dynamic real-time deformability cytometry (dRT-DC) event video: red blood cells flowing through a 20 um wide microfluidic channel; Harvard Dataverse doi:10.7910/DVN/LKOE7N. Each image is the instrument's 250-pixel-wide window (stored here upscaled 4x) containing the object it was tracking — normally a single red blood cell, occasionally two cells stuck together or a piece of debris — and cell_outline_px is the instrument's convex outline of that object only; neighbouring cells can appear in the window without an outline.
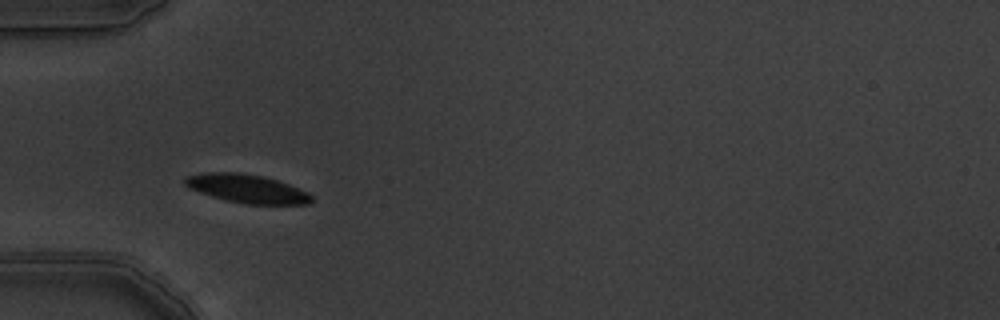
{"species": "common noctule bat (a hibernating species)", "species_latin": "Nyctalus noctula", "temperature_condition": "warm", "stored_images_in_passage": 4, "camera_frame_rate_fps": 3000, "um_per_image_px": 0.085, "animal": {"sex": "male", "body_mass_g": 19.5, "forearm_length_mm": 54.6}, "frame": {"image": 1, "passage_image": 2, "time_ms": 0.333, "image_size_px": [1000, 320], "cell_outline_px": [[312, 200], [308, 204], [248, 204], [224, 200], [188, 188], [184, 184], [184, 176], [204, 172], [240, 172], [260, 176], [276, 180], [288, 184], [308, 192], [312, 196]], "centroid_in_image_um": [20.94, 16.03], "position_along_channel_um": 64.1, "area_um2": 20.98}}
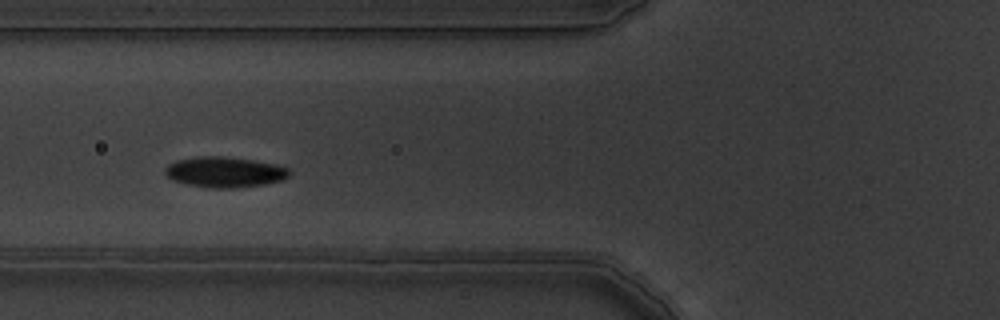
{"frame": {"image": 2, "passage_image": 3, "time_ms": 0.667, "image_size_px": [1000, 320], "cell_outline_px": [[292, 172], [284, 180], [264, 184], [236, 188], [212, 188], [188, 184], [172, 180], [164, 172], [164, 168], [168, 164], [176, 160], [196, 156], [224, 156], [252, 160], [276, 164], [288, 168]], "centroid_in_image_um": [19.1, 14.62], "position_along_channel_um": 106.7, "area_um2": 22.25}}
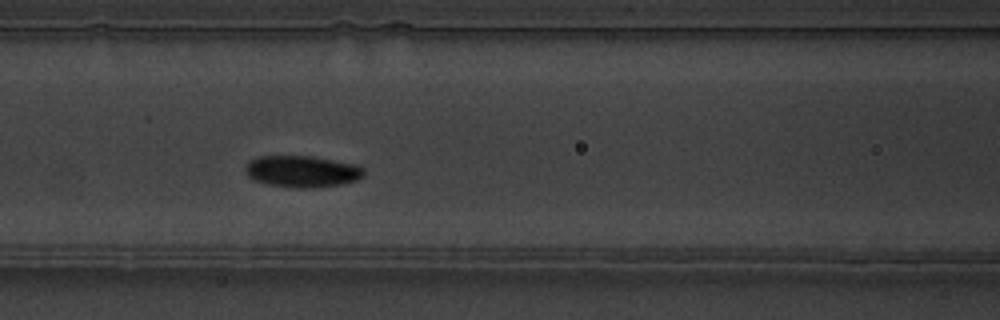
{"frame": {"image": 3, "passage_image": 4, "time_ms": 1.0, "image_size_px": [1000, 320], "cell_outline_px": [[364, 176], [356, 180], [340, 184], [312, 188], [292, 188], [268, 184], [252, 180], [244, 172], [244, 168], [248, 160], [260, 156], [312, 156], [356, 164], [364, 168]], "centroid_in_image_um": [25.64, 14.57], "position_along_channel_um": 141.0, "area_um2": 22.08}}